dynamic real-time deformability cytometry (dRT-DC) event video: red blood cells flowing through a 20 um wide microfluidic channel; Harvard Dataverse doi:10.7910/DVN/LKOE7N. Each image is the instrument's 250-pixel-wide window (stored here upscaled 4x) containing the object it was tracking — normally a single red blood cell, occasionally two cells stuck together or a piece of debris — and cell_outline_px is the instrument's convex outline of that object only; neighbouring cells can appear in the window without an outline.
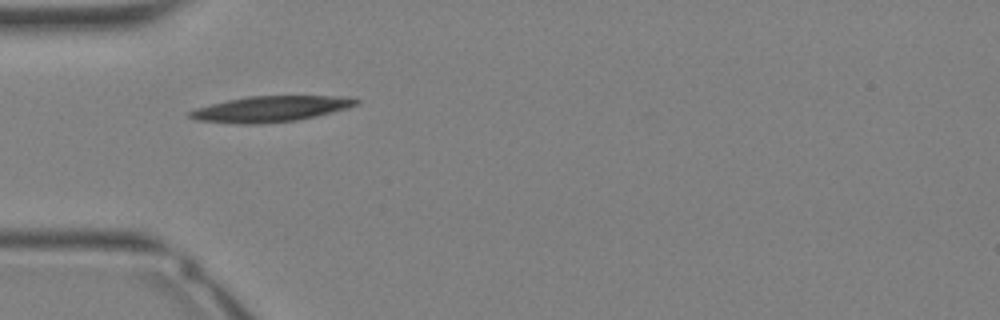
{"species": "Egyptian fruit bat (a non-hibernating species)", "species_latin": "Rousettus aegyptiacus", "temperature_condition": "warm", "stored_images_in_passage": 25, "camera_frame_rate_fps": 3000, "um_per_image_px": 0.085, "animal": {"sex": "female"}, "frame": {"image": 1, "passage_image": 1, "time_ms": 0.0, "image_size_px": [1000, 320], "cell_outline_px": [[360, 100], [356, 104], [332, 112], [316, 116], [296, 120], [260, 124], [244, 124], [196, 120], [188, 116], [188, 112], [196, 108], [228, 100], [248, 96], [352, 96]], "centroid_in_image_um": [23.0, 9.25], "position_along_channel_um": 62.0, "area_um2": 24.74}}
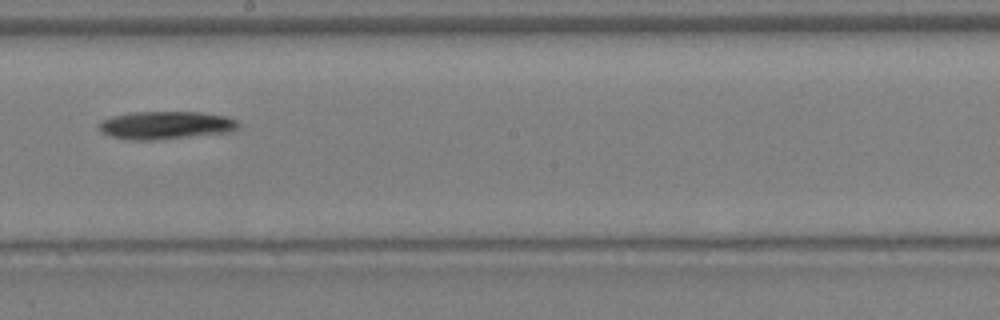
{"frame": {"image": 2, "passage_image": 10, "time_ms": 3.0, "image_size_px": [1000, 320], "cell_outline_px": [[240, 128], [232, 132], [156, 140], [128, 140], [112, 136], [100, 132], [96, 128], [96, 124], [100, 120], [112, 116], [128, 112], [200, 112], [224, 116], [236, 120], [240, 124]], "centroid_in_image_um": [14.04, 10.65], "position_along_channel_um": 234.2, "area_um2": 23.12}}
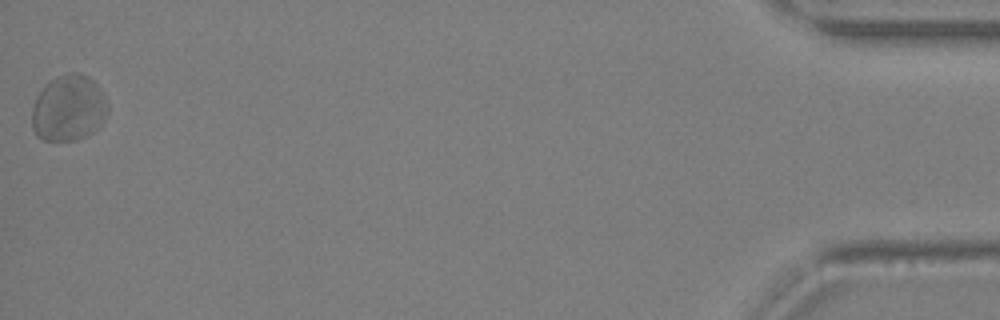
{"frame": {"image": 3, "passage_image": 25, "time_ms": 8.0, "image_size_px": [1000, 320], "cell_outline_px": [[108, 112], [104, 120], [92, 132], [76, 140], [40, 140], [36, 136], [32, 128], [32, 108], [36, 96], [52, 80], [60, 76], [72, 72], [80, 72], [88, 76], [92, 80], [108, 104]], "centroid_in_image_um": [5.81, 9.22], "position_along_channel_um": 429.4, "area_um2": 28.84}}